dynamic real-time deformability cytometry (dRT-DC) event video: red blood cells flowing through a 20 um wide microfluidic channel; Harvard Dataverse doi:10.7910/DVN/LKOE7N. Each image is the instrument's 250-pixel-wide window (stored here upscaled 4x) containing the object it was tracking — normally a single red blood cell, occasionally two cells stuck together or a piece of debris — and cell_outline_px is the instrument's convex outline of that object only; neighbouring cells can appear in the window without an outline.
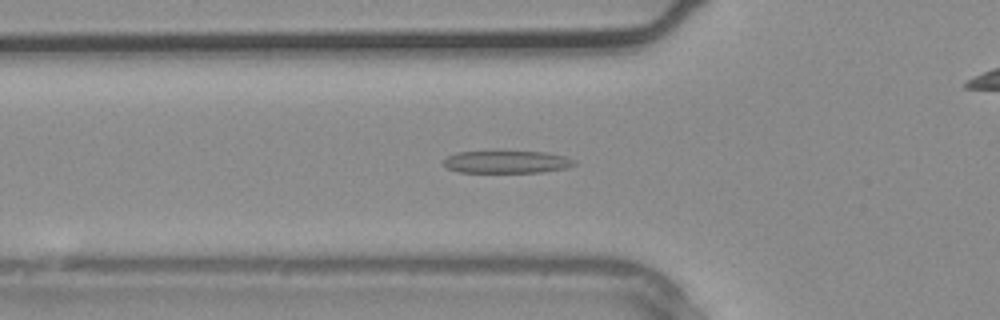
{"species": "common noctule bat (a hibernating species)", "species_latin": "Nyctalus noctula", "temperature_condition": "warm", "stored_images_in_passage": 35, "camera_frame_rate_fps": 3000, "um_per_image_px": 0.085, "animal": {"sex": "male", "body_mass_g": 20.4}, "frame": {"image": 1, "passage_image": 11, "time_ms": 3.333, "image_size_px": [1000, 320], "cell_outline_px": [[576, 164], [568, 168], [540, 172], [460, 172], [448, 168], [444, 164], [444, 160], [448, 156], [456, 152], [548, 152], [564, 156], [576, 160]], "centroid_in_image_um": [43.12, 13.77], "position_along_channel_um": 82.7, "area_um2": 16.94}}